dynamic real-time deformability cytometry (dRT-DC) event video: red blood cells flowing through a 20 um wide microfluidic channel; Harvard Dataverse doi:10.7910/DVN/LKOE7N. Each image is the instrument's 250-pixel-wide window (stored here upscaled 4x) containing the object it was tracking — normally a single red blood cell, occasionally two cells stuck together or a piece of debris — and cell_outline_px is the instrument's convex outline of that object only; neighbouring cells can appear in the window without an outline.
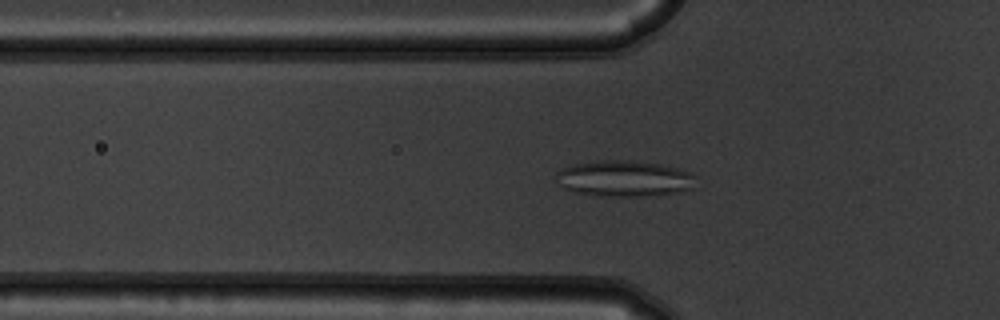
{"species": "common noctule bat (a hibernating species)", "species_latin": "Nyctalus noctula", "temperature_condition": "warm", "stored_images_in_passage": 43, "camera_frame_rate_fps": 3000, "um_per_image_px": 0.085, "animal": {"sex": "male", "body_mass_g": 19.5, "forearm_length_mm": 54.6}, "frame": {"image": 1, "passage_image": 7, "time_ms": 2.0, "image_size_px": [1000, 320], "cell_outline_px": [[696, 188], [680, 192], [648, 196], [600, 196], [572, 192], [564, 188], [556, 176], [556, 172], [564, 168], [576, 164], [600, 160], [632, 160], [660, 164], [676, 168], [688, 172], [696, 176]], "centroid_in_image_um": [53.12, 15.19], "position_along_channel_um": 72.7, "area_um2": 29.48}}
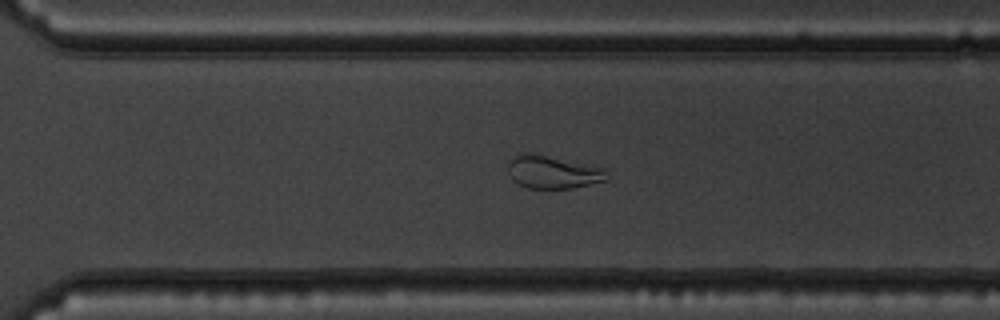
{"frame": {"image": 2, "passage_image": 27, "time_ms": 8.667, "image_size_px": [1000, 320], "cell_outline_px": [[608, 180], [572, 188], [528, 188], [512, 180], [508, 172], [508, 160], [512, 156], [520, 152], [536, 152], [604, 168]], "centroid_in_image_um": [46.93, 14.59], "position_along_channel_um": 323.7, "area_um2": 19.31}}
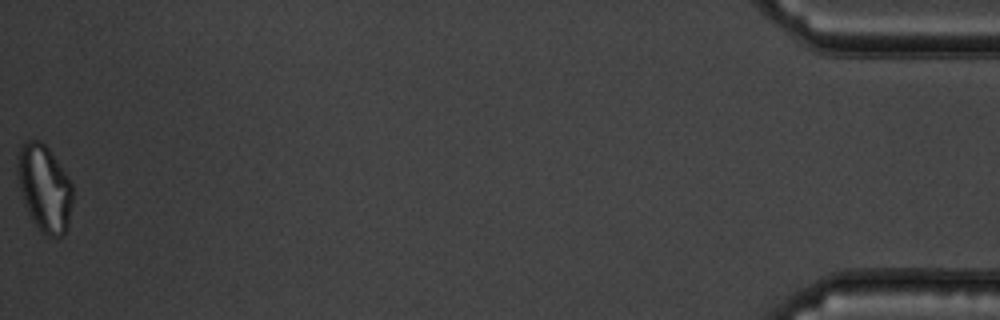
{"frame": {"image": 3, "passage_image": 43, "time_ms": 14.0, "image_size_px": [1000, 320], "cell_outline_px": [[72, 204], [68, 228], [64, 236], [56, 240], [44, 236], [28, 212], [20, 188], [16, 172], [16, 156], [24, 140], [40, 140], [48, 148], [68, 176], [72, 184]], "centroid_in_image_um": [3.78, 16.02], "position_along_channel_um": 431.4, "area_um2": 28.32}, "authors_computed_cell_mechanics": {"area_um2": 24.3916, "velocity_mm_per_s": 3.7624, "shape_relaxation_time_tau1_ms": null, "shape_relaxation_time_tau2_ms": 1.8291, "deformation_change_tau1": null, "deformation_change_tau2": 0.0775}}